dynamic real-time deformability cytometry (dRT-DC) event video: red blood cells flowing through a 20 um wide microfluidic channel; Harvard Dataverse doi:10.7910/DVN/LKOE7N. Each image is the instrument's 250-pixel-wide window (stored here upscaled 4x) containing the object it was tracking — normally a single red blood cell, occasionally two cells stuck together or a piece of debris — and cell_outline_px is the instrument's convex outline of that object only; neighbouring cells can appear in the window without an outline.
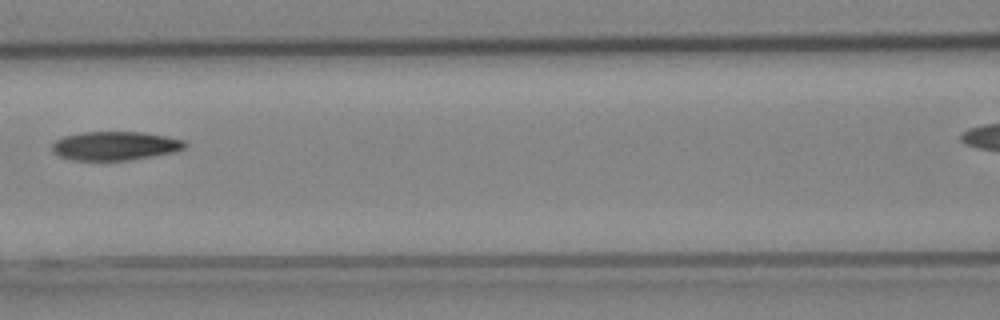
{"species": "Egyptian fruit bat (a non-hibernating species)", "species_latin": "Rousettus aegyptiacus", "temperature_condition": "cold", "stored_images_in_passage": 6, "camera_frame_rate_fps": 3000, "um_per_image_px": 0.085, "animal": {"sex": "female"}, "frame": {"image": 1, "passage_image": 5, "time_ms": 1.333, "image_size_px": [1000, 320], "cell_outline_px": [[188, 144], [184, 148], [172, 152], [128, 160], [72, 160], [60, 156], [52, 148], [52, 144], [56, 140], [64, 136], [80, 132], [144, 132], [184, 140]], "centroid_in_image_um": [9.77, 12.38], "position_along_channel_um": 156.8, "area_um2": 22.02}}